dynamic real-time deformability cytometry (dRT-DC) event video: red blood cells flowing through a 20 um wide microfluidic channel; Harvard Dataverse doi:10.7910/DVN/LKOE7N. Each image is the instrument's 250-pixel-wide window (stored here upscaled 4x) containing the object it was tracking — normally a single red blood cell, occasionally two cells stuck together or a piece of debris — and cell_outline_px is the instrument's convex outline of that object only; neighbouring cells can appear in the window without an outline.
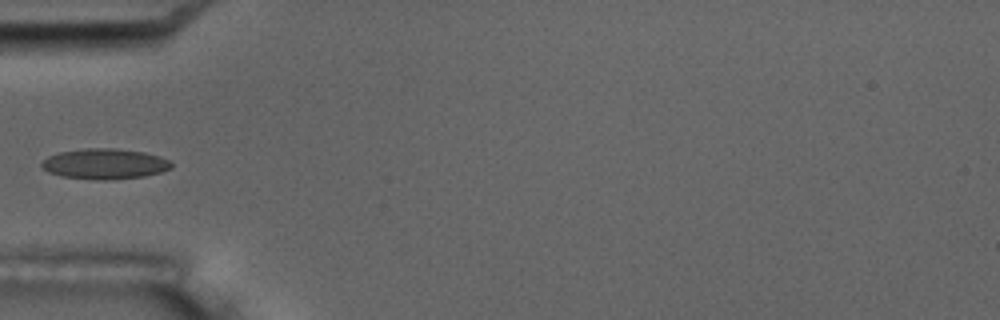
{"species": "common noctule bat (a hibernating species)", "species_latin": "Nyctalus noctula", "temperature_condition": "room temperature", "stored_images_in_passage": 13, "camera_frame_rate_fps": 3000, "um_per_image_px": 0.085, "animal": {"sex": "male", "body_mass_g": 17.5, "forearm_length_mm": 52.3}, "frame": {"image": 1, "passage_image": 6, "time_ms": 6.0, "image_size_px": [1000, 320], "cell_outline_px": [[172, 168], [160, 172], [144, 176], [112, 180], [96, 180], [60, 176], [48, 172], [40, 168], [40, 164], [48, 156], [60, 152], [84, 148], [116, 148], [144, 152], [160, 156], [172, 160]], "centroid_in_image_um": [8.9, 13.93], "position_along_channel_um": 76.1, "area_um2": 23.35}}
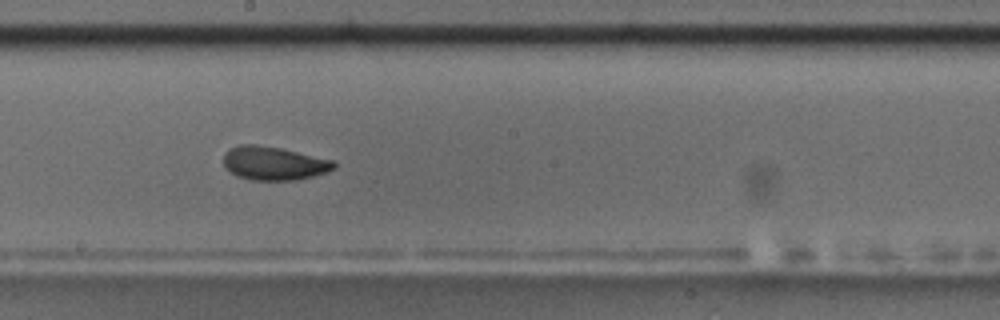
{"frame": {"image": 2, "passage_image": 10, "time_ms": 10.333, "image_size_px": [1000, 320], "cell_outline_px": [[336, 168], [328, 172], [296, 180], [252, 180], [236, 176], [224, 168], [224, 152], [240, 144], [256, 144], [280, 148], [332, 160], [336, 164]], "centroid_in_image_um": [23.25, 13.88], "position_along_channel_um": 224.9, "area_um2": 21.62}}